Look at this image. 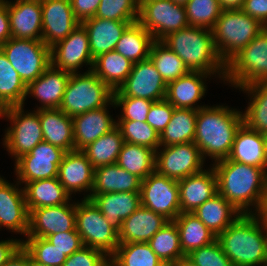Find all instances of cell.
Returning a JSON list of instances; mask_svg holds the SVG:
<instances>
[{
	"mask_svg": "<svg viewBox=\"0 0 267 266\" xmlns=\"http://www.w3.org/2000/svg\"><path fill=\"white\" fill-rule=\"evenodd\" d=\"M23 248L38 263L48 266H62L67 256L42 237H27L22 241Z\"/></svg>",
	"mask_w": 267,
	"mask_h": 266,
	"instance_id": "7dc6e473",
	"label": "cell"
},
{
	"mask_svg": "<svg viewBox=\"0 0 267 266\" xmlns=\"http://www.w3.org/2000/svg\"><path fill=\"white\" fill-rule=\"evenodd\" d=\"M263 137H264L265 151H266V156H267V132L263 133Z\"/></svg>",
	"mask_w": 267,
	"mask_h": 266,
	"instance_id": "003e7915",
	"label": "cell"
},
{
	"mask_svg": "<svg viewBox=\"0 0 267 266\" xmlns=\"http://www.w3.org/2000/svg\"><path fill=\"white\" fill-rule=\"evenodd\" d=\"M3 110L4 109L0 106V116L2 115Z\"/></svg>",
	"mask_w": 267,
	"mask_h": 266,
	"instance_id": "a7ac6f4b",
	"label": "cell"
},
{
	"mask_svg": "<svg viewBox=\"0 0 267 266\" xmlns=\"http://www.w3.org/2000/svg\"><path fill=\"white\" fill-rule=\"evenodd\" d=\"M29 266H48V265L38 263L37 261L33 260L29 255Z\"/></svg>",
	"mask_w": 267,
	"mask_h": 266,
	"instance_id": "e7e4bbea",
	"label": "cell"
},
{
	"mask_svg": "<svg viewBox=\"0 0 267 266\" xmlns=\"http://www.w3.org/2000/svg\"><path fill=\"white\" fill-rule=\"evenodd\" d=\"M1 226L27 236L29 211L23 188H16V185L0 177V228Z\"/></svg>",
	"mask_w": 267,
	"mask_h": 266,
	"instance_id": "d6986e66",
	"label": "cell"
},
{
	"mask_svg": "<svg viewBox=\"0 0 267 266\" xmlns=\"http://www.w3.org/2000/svg\"><path fill=\"white\" fill-rule=\"evenodd\" d=\"M70 74L50 65L42 75L27 85L26 95H33L41 101L43 106L38 109L59 108Z\"/></svg>",
	"mask_w": 267,
	"mask_h": 266,
	"instance_id": "cb8c5ba5",
	"label": "cell"
},
{
	"mask_svg": "<svg viewBox=\"0 0 267 266\" xmlns=\"http://www.w3.org/2000/svg\"><path fill=\"white\" fill-rule=\"evenodd\" d=\"M140 0H101L94 17L113 21H138Z\"/></svg>",
	"mask_w": 267,
	"mask_h": 266,
	"instance_id": "c3c4849f",
	"label": "cell"
},
{
	"mask_svg": "<svg viewBox=\"0 0 267 266\" xmlns=\"http://www.w3.org/2000/svg\"><path fill=\"white\" fill-rule=\"evenodd\" d=\"M152 35L139 23L131 24L117 42L115 51L132 63L149 58L150 49L154 42Z\"/></svg>",
	"mask_w": 267,
	"mask_h": 266,
	"instance_id": "74e56055",
	"label": "cell"
},
{
	"mask_svg": "<svg viewBox=\"0 0 267 266\" xmlns=\"http://www.w3.org/2000/svg\"><path fill=\"white\" fill-rule=\"evenodd\" d=\"M7 9L13 38L42 40L40 0H16L15 3L7 1Z\"/></svg>",
	"mask_w": 267,
	"mask_h": 266,
	"instance_id": "ffe728a7",
	"label": "cell"
},
{
	"mask_svg": "<svg viewBox=\"0 0 267 266\" xmlns=\"http://www.w3.org/2000/svg\"><path fill=\"white\" fill-rule=\"evenodd\" d=\"M180 213H193L206 200L218 193L214 168L202 170L178 181Z\"/></svg>",
	"mask_w": 267,
	"mask_h": 266,
	"instance_id": "44dd1931",
	"label": "cell"
},
{
	"mask_svg": "<svg viewBox=\"0 0 267 266\" xmlns=\"http://www.w3.org/2000/svg\"><path fill=\"white\" fill-rule=\"evenodd\" d=\"M45 239L56 246V248L63 252L67 257L74 252L79 251L84 246L76 229L52 234L46 236Z\"/></svg>",
	"mask_w": 267,
	"mask_h": 266,
	"instance_id": "db71d44e",
	"label": "cell"
},
{
	"mask_svg": "<svg viewBox=\"0 0 267 266\" xmlns=\"http://www.w3.org/2000/svg\"><path fill=\"white\" fill-rule=\"evenodd\" d=\"M3 266H29V253L21 246Z\"/></svg>",
	"mask_w": 267,
	"mask_h": 266,
	"instance_id": "91938a15",
	"label": "cell"
},
{
	"mask_svg": "<svg viewBox=\"0 0 267 266\" xmlns=\"http://www.w3.org/2000/svg\"><path fill=\"white\" fill-rule=\"evenodd\" d=\"M167 83L150 58L133 63L124 83L113 91V96L145 98L153 102L165 99Z\"/></svg>",
	"mask_w": 267,
	"mask_h": 266,
	"instance_id": "9a60e30c",
	"label": "cell"
},
{
	"mask_svg": "<svg viewBox=\"0 0 267 266\" xmlns=\"http://www.w3.org/2000/svg\"><path fill=\"white\" fill-rule=\"evenodd\" d=\"M95 168L81 150L66 152L58 169V179L65 191H91Z\"/></svg>",
	"mask_w": 267,
	"mask_h": 266,
	"instance_id": "7402d4cb",
	"label": "cell"
},
{
	"mask_svg": "<svg viewBox=\"0 0 267 266\" xmlns=\"http://www.w3.org/2000/svg\"><path fill=\"white\" fill-rule=\"evenodd\" d=\"M218 193L231 203L241 214H255L263 201L267 172L263 168L250 166L227 159L214 162Z\"/></svg>",
	"mask_w": 267,
	"mask_h": 266,
	"instance_id": "6da1fadb",
	"label": "cell"
},
{
	"mask_svg": "<svg viewBox=\"0 0 267 266\" xmlns=\"http://www.w3.org/2000/svg\"><path fill=\"white\" fill-rule=\"evenodd\" d=\"M124 139L116 125L109 132L90 143L81 151L86 155L94 168L115 164L122 149Z\"/></svg>",
	"mask_w": 267,
	"mask_h": 266,
	"instance_id": "8d00e7d4",
	"label": "cell"
},
{
	"mask_svg": "<svg viewBox=\"0 0 267 266\" xmlns=\"http://www.w3.org/2000/svg\"><path fill=\"white\" fill-rule=\"evenodd\" d=\"M107 105H115L113 90L92 70L83 74H78V72L70 74L60 110L74 117Z\"/></svg>",
	"mask_w": 267,
	"mask_h": 266,
	"instance_id": "8992f818",
	"label": "cell"
},
{
	"mask_svg": "<svg viewBox=\"0 0 267 266\" xmlns=\"http://www.w3.org/2000/svg\"><path fill=\"white\" fill-rule=\"evenodd\" d=\"M257 213L258 214L256 215L259 217V219L267 225V182L265 186L263 201Z\"/></svg>",
	"mask_w": 267,
	"mask_h": 266,
	"instance_id": "94428289",
	"label": "cell"
},
{
	"mask_svg": "<svg viewBox=\"0 0 267 266\" xmlns=\"http://www.w3.org/2000/svg\"><path fill=\"white\" fill-rule=\"evenodd\" d=\"M76 229V203L29 211L28 237H42Z\"/></svg>",
	"mask_w": 267,
	"mask_h": 266,
	"instance_id": "e0dca14e",
	"label": "cell"
},
{
	"mask_svg": "<svg viewBox=\"0 0 267 266\" xmlns=\"http://www.w3.org/2000/svg\"><path fill=\"white\" fill-rule=\"evenodd\" d=\"M148 244L167 266H171L185 256L180 245L179 231L174 221H168L153 235Z\"/></svg>",
	"mask_w": 267,
	"mask_h": 266,
	"instance_id": "7bdbcfd3",
	"label": "cell"
},
{
	"mask_svg": "<svg viewBox=\"0 0 267 266\" xmlns=\"http://www.w3.org/2000/svg\"><path fill=\"white\" fill-rule=\"evenodd\" d=\"M193 213L216 236L222 233L241 215V213L219 193L215 194L209 200H206Z\"/></svg>",
	"mask_w": 267,
	"mask_h": 266,
	"instance_id": "d6a6232c",
	"label": "cell"
},
{
	"mask_svg": "<svg viewBox=\"0 0 267 266\" xmlns=\"http://www.w3.org/2000/svg\"><path fill=\"white\" fill-rule=\"evenodd\" d=\"M66 151L42 141L28 154L16 160L17 185L39 179L58 177V169ZM21 181V183H19Z\"/></svg>",
	"mask_w": 267,
	"mask_h": 266,
	"instance_id": "5bb4252c",
	"label": "cell"
},
{
	"mask_svg": "<svg viewBox=\"0 0 267 266\" xmlns=\"http://www.w3.org/2000/svg\"><path fill=\"white\" fill-rule=\"evenodd\" d=\"M42 41L49 47L65 39L80 22L75 18L70 0H40Z\"/></svg>",
	"mask_w": 267,
	"mask_h": 266,
	"instance_id": "ac0fdd59",
	"label": "cell"
},
{
	"mask_svg": "<svg viewBox=\"0 0 267 266\" xmlns=\"http://www.w3.org/2000/svg\"><path fill=\"white\" fill-rule=\"evenodd\" d=\"M133 63L115 50L103 53L94 59L92 71L113 91L129 76Z\"/></svg>",
	"mask_w": 267,
	"mask_h": 266,
	"instance_id": "e575fe53",
	"label": "cell"
},
{
	"mask_svg": "<svg viewBox=\"0 0 267 266\" xmlns=\"http://www.w3.org/2000/svg\"><path fill=\"white\" fill-rule=\"evenodd\" d=\"M265 28L242 9H223L212 29L219 57L226 64Z\"/></svg>",
	"mask_w": 267,
	"mask_h": 266,
	"instance_id": "5b68a950",
	"label": "cell"
},
{
	"mask_svg": "<svg viewBox=\"0 0 267 266\" xmlns=\"http://www.w3.org/2000/svg\"><path fill=\"white\" fill-rule=\"evenodd\" d=\"M142 179L129 173L119 165L110 164L95 168L92 192L90 194H105L119 192H140Z\"/></svg>",
	"mask_w": 267,
	"mask_h": 266,
	"instance_id": "f1b7e54d",
	"label": "cell"
},
{
	"mask_svg": "<svg viewBox=\"0 0 267 266\" xmlns=\"http://www.w3.org/2000/svg\"><path fill=\"white\" fill-rule=\"evenodd\" d=\"M208 75L211 76L205 72H189L167 83L165 99L175 108L198 110L206 107L194 105L205 95L206 85L202 79Z\"/></svg>",
	"mask_w": 267,
	"mask_h": 266,
	"instance_id": "83f0119b",
	"label": "cell"
},
{
	"mask_svg": "<svg viewBox=\"0 0 267 266\" xmlns=\"http://www.w3.org/2000/svg\"><path fill=\"white\" fill-rule=\"evenodd\" d=\"M174 108L166 99L155 101L149 109L146 122L160 135L170 122Z\"/></svg>",
	"mask_w": 267,
	"mask_h": 266,
	"instance_id": "f5cc1de1",
	"label": "cell"
},
{
	"mask_svg": "<svg viewBox=\"0 0 267 266\" xmlns=\"http://www.w3.org/2000/svg\"><path fill=\"white\" fill-rule=\"evenodd\" d=\"M189 26L212 30L223 8L218 0H188L184 5Z\"/></svg>",
	"mask_w": 267,
	"mask_h": 266,
	"instance_id": "f6af8a7d",
	"label": "cell"
},
{
	"mask_svg": "<svg viewBox=\"0 0 267 266\" xmlns=\"http://www.w3.org/2000/svg\"><path fill=\"white\" fill-rule=\"evenodd\" d=\"M171 266H197L190 258L186 255L178 259L174 264Z\"/></svg>",
	"mask_w": 267,
	"mask_h": 266,
	"instance_id": "be15d7a7",
	"label": "cell"
},
{
	"mask_svg": "<svg viewBox=\"0 0 267 266\" xmlns=\"http://www.w3.org/2000/svg\"><path fill=\"white\" fill-rule=\"evenodd\" d=\"M26 91L27 85L0 49V106L5 109L23 105Z\"/></svg>",
	"mask_w": 267,
	"mask_h": 266,
	"instance_id": "f35d334b",
	"label": "cell"
},
{
	"mask_svg": "<svg viewBox=\"0 0 267 266\" xmlns=\"http://www.w3.org/2000/svg\"><path fill=\"white\" fill-rule=\"evenodd\" d=\"M186 256L197 266H234L217 239L209 245L191 251Z\"/></svg>",
	"mask_w": 267,
	"mask_h": 266,
	"instance_id": "f907efd6",
	"label": "cell"
},
{
	"mask_svg": "<svg viewBox=\"0 0 267 266\" xmlns=\"http://www.w3.org/2000/svg\"><path fill=\"white\" fill-rule=\"evenodd\" d=\"M89 199L117 229L120 228L123 220L141 206L140 192L90 194Z\"/></svg>",
	"mask_w": 267,
	"mask_h": 266,
	"instance_id": "4dcf8cb0",
	"label": "cell"
},
{
	"mask_svg": "<svg viewBox=\"0 0 267 266\" xmlns=\"http://www.w3.org/2000/svg\"><path fill=\"white\" fill-rule=\"evenodd\" d=\"M136 22L138 21H113L97 17L81 22L88 34L93 59L103 53L115 50L122 34L131 24Z\"/></svg>",
	"mask_w": 267,
	"mask_h": 266,
	"instance_id": "603a6c76",
	"label": "cell"
},
{
	"mask_svg": "<svg viewBox=\"0 0 267 266\" xmlns=\"http://www.w3.org/2000/svg\"><path fill=\"white\" fill-rule=\"evenodd\" d=\"M217 240L234 266H267V225L255 213L241 214Z\"/></svg>",
	"mask_w": 267,
	"mask_h": 266,
	"instance_id": "3957f363",
	"label": "cell"
},
{
	"mask_svg": "<svg viewBox=\"0 0 267 266\" xmlns=\"http://www.w3.org/2000/svg\"><path fill=\"white\" fill-rule=\"evenodd\" d=\"M141 206L174 221L180 214L178 181L151 173L141 183Z\"/></svg>",
	"mask_w": 267,
	"mask_h": 266,
	"instance_id": "4fadbf2b",
	"label": "cell"
},
{
	"mask_svg": "<svg viewBox=\"0 0 267 266\" xmlns=\"http://www.w3.org/2000/svg\"><path fill=\"white\" fill-rule=\"evenodd\" d=\"M242 124V112L226 106L198 109L193 142L200 149L204 160L206 155L215 162L227 159Z\"/></svg>",
	"mask_w": 267,
	"mask_h": 266,
	"instance_id": "7a4b0ae2",
	"label": "cell"
},
{
	"mask_svg": "<svg viewBox=\"0 0 267 266\" xmlns=\"http://www.w3.org/2000/svg\"><path fill=\"white\" fill-rule=\"evenodd\" d=\"M224 80L236 88L267 81V27L226 63Z\"/></svg>",
	"mask_w": 267,
	"mask_h": 266,
	"instance_id": "52a82bcc",
	"label": "cell"
},
{
	"mask_svg": "<svg viewBox=\"0 0 267 266\" xmlns=\"http://www.w3.org/2000/svg\"><path fill=\"white\" fill-rule=\"evenodd\" d=\"M43 139L66 152L75 150L73 121L59 108L39 109Z\"/></svg>",
	"mask_w": 267,
	"mask_h": 266,
	"instance_id": "f546056e",
	"label": "cell"
},
{
	"mask_svg": "<svg viewBox=\"0 0 267 266\" xmlns=\"http://www.w3.org/2000/svg\"><path fill=\"white\" fill-rule=\"evenodd\" d=\"M116 164L143 180L155 171V151L124 142Z\"/></svg>",
	"mask_w": 267,
	"mask_h": 266,
	"instance_id": "60d3db41",
	"label": "cell"
},
{
	"mask_svg": "<svg viewBox=\"0 0 267 266\" xmlns=\"http://www.w3.org/2000/svg\"><path fill=\"white\" fill-rule=\"evenodd\" d=\"M197 111L194 109L174 108L170 122L160 134V146L193 142Z\"/></svg>",
	"mask_w": 267,
	"mask_h": 266,
	"instance_id": "d590c367",
	"label": "cell"
},
{
	"mask_svg": "<svg viewBox=\"0 0 267 266\" xmlns=\"http://www.w3.org/2000/svg\"><path fill=\"white\" fill-rule=\"evenodd\" d=\"M223 9H242L245 0H218Z\"/></svg>",
	"mask_w": 267,
	"mask_h": 266,
	"instance_id": "6125c7cd",
	"label": "cell"
},
{
	"mask_svg": "<svg viewBox=\"0 0 267 266\" xmlns=\"http://www.w3.org/2000/svg\"><path fill=\"white\" fill-rule=\"evenodd\" d=\"M7 1L0 0V46L11 38Z\"/></svg>",
	"mask_w": 267,
	"mask_h": 266,
	"instance_id": "6f0895ef",
	"label": "cell"
},
{
	"mask_svg": "<svg viewBox=\"0 0 267 266\" xmlns=\"http://www.w3.org/2000/svg\"><path fill=\"white\" fill-rule=\"evenodd\" d=\"M228 159L263 168L267 172V156L263 134L250 129L243 123L235 135Z\"/></svg>",
	"mask_w": 267,
	"mask_h": 266,
	"instance_id": "4316f807",
	"label": "cell"
},
{
	"mask_svg": "<svg viewBox=\"0 0 267 266\" xmlns=\"http://www.w3.org/2000/svg\"><path fill=\"white\" fill-rule=\"evenodd\" d=\"M162 42L183 60L190 72H218L225 79L226 64L217 53L212 30L188 26L169 34Z\"/></svg>",
	"mask_w": 267,
	"mask_h": 266,
	"instance_id": "277c9868",
	"label": "cell"
},
{
	"mask_svg": "<svg viewBox=\"0 0 267 266\" xmlns=\"http://www.w3.org/2000/svg\"><path fill=\"white\" fill-rule=\"evenodd\" d=\"M50 57L51 65L60 70L76 73L84 63L92 70L94 59L85 27L80 23L65 39L50 47Z\"/></svg>",
	"mask_w": 267,
	"mask_h": 266,
	"instance_id": "2e32d148",
	"label": "cell"
},
{
	"mask_svg": "<svg viewBox=\"0 0 267 266\" xmlns=\"http://www.w3.org/2000/svg\"><path fill=\"white\" fill-rule=\"evenodd\" d=\"M109 263L110 266H167L148 242L120 243Z\"/></svg>",
	"mask_w": 267,
	"mask_h": 266,
	"instance_id": "ab89813d",
	"label": "cell"
},
{
	"mask_svg": "<svg viewBox=\"0 0 267 266\" xmlns=\"http://www.w3.org/2000/svg\"><path fill=\"white\" fill-rule=\"evenodd\" d=\"M101 0H70L75 18L81 23L95 16Z\"/></svg>",
	"mask_w": 267,
	"mask_h": 266,
	"instance_id": "11a10c76",
	"label": "cell"
},
{
	"mask_svg": "<svg viewBox=\"0 0 267 266\" xmlns=\"http://www.w3.org/2000/svg\"><path fill=\"white\" fill-rule=\"evenodd\" d=\"M242 10L267 27V0H245Z\"/></svg>",
	"mask_w": 267,
	"mask_h": 266,
	"instance_id": "9f6ffc18",
	"label": "cell"
},
{
	"mask_svg": "<svg viewBox=\"0 0 267 266\" xmlns=\"http://www.w3.org/2000/svg\"><path fill=\"white\" fill-rule=\"evenodd\" d=\"M117 126L122 132L124 142L153 149L160 147V135L147 122L118 121Z\"/></svg>",
	"mask_w": 267,
	"mask_h": 266,
	"instance_id": "bcb514c9",
	"label": "cell"
},
{
	"mask_svg": "<svg viewBox=\"0 0 267 266\" xmlns=\"http://www.w3.org/2000/svg\"><path fill=\"white\" fill-rule=\"evenodd\" d=\"M204 158L194 142L163 146L155 152V171L170 179L181 180L203 170Z\"/></svg>",
	"mask_w": 267,
	"mask_h": 266,
	"instance_id": "7c38bea8",
	"label": "cell"
},
{
	"mask_svg": "<svg viewBox=\"0 0 267 266\" xmlns=\"http://www.w3.org/2000/svg\"><path fill=\"white\" fill-rule=\"evenodd\" d=\"M171 1L181 5H185L188 2V0H171Z\"/></svg>",
	"mask_w": 267,
	"mask_h": 266,
	"instance_id": "03108f58",
	"label": "cell"
},
{
	"mask_svg": "<svg viewBox=\"0 0 267 266\" xmlns=\"http://www.w3.org/2000/svg\"><path fill=\"white\" fill-rule=\"evenodd\" d=\"M34 112L25 114L23 105L7 107L2 112L1 117H7L13 124L7 129L3 145L15 161L44 141L39 109Z\"/></svg>",
	"mask_w": 267,
	"mask_h": 266,
	"instance_id": "8fae6325",
	"label": "cell"
},
{
	"mask_svg": "<svg viewBox=\"0 0 267 266\" xmlns=\"http://www.w3.org/2000/svg\"><path fill=\"white\" fill-rule=\"evenodd\" d=\"M28 211L65 204L71 196L65 191L58 177L25 183L23 187Z\"/></svg>",
	"mask_w": 267,
	"mask_h": 266,
	"instance_id": "1f68e13d",
	"label": "cell"
},
{
	"mask_svg": "<svg viewBox=\"0 0 267 266\" xmlns=\"http://www.w3.org/2000/svg\"><path fill=\"white\" fill-rule=\"evenodd\" d=\"M76 230L85 247L99 249L108 257L120 244L118 229L108 222L91 199L76 203Z\"/></svg>",
	"mask_w": 267,
	"mask_h": 266,
	"instance_id": "ba28073f",
	"label": "cell"
},
{
	"mask_svg": "<svg viewBox=\"0 0 267 266\" xmlns=\"http://www.w3.org/2000/svg\"><path fill=\"white\" fill-rule=\"evenodd\" d=\"M138 22L157 41L189 26L185 6L171 0H140Z\"/></svg>",
	"mask_w": 267,
	"mask_h": 266,
	"instance_id": "30bf717a",
	"label": "cell"
},
{
	"mask_svg": "<svg viewBox=\"0 0 267 266\" xmlns=\"http://www.w3.org/2000/svg\"><path fill=\"white\" fill-rule=\"evenodd\" d=\"M174 222L179 231L184 255L217 239V236L194 213H180Z\"/></svg>",
	"mask_w": 267,
	"mask_h": 266,
	"instance_id": "836d02e7",
	"label": "cell"
},
{
	"mask_svg": "<svg viewBox=\"0 0 267 266\" xmlns=\"http://www.w3.org/2000/svg\"><path fill=\"white\" fill-rule=\"evenodd\" d=\"M0 49L28 85L51 65L50 47L42 40H24L11 37Z\"/></svg>",
	"mask_w": 267,
	"mask_h": 266,
	"instance_id": "9c48e42d",
	"label": "cell"
},
{
	"mask_svg": "<svg viewBox=\"0 0 267 266\" xmlns=\"http://www.w3.org/2000/svg\"><path fill=\"white\" fill-rule=\"evenodd\" d=\"M75 150H82L117 124L107 111V106L72 117Z\"/></svg>",
	"mask_w": 267,
	"mask_h": 266,
	"instance_id": "484cf974",
	"label": "cell"
},
{
	"mask_svg": "<svg viewBox=\"0 0 267 266\" xmlns=\"http://www.w3.org/2000/svg\"><path fill=\"white\" fill-rule=\"evenodd\" d=\"M62 266H110V263L103 251L83 246L67 257Z\"/></svg>",
	"mask_w": 267,
	"mask_h": 266,
	"instance_id": "816d5d0a",
	"label": "cell"
},
{
	"mask_svg": "<svg viewBox=\"0 0 267 266\" xmlns=\"http://www.w3.org/2000/svg\"><path fill=\"white\" fill-rule=\"evenodd\" d=\"M149 58L166 83L190 72L183 60L162 41L152 43Z\"/></svg>",
	"mask_w": 267,
	"mask_h": 266,
	"instance_id": "ee69618b",
	"label": "cell"
},
{
	"mask_svg": "<svg viewBox=\"0 0 267 266\" xmlns=\"http://www.w3.org/2000/svg\"><path fill=\"white\" fill-rule=\"evenodd\" d=\"M22 246L21 240L0 241V266H3Z\"/></svg>",
	"mask_w": 267,
	"mask_h": 266,
	"instance_id": "680465c9",
	"label": "cell"
},
{
	"mask_svg": "<svg viewBox=\"0 0 267 266\" xmlns=\"http://www.w3.org/2000/svg\"><path fill=\"white\" fill-rule=\"evenodd\" d=\"M169 220L140 206L122 221L118 229L119 243L148 242Z\"/></svg>",
	"mask_w": 267,
	"mask_h": 266,
	"instance_id": "d4e9b609",
	"label": "cell"
},
{
	"mask_svg": "<svg viewBox=\"0 0 267 266\" xmlns=\"http://www.w3.org/2000/svg\"><path fill=\"white\" fill-rule=\"evenodd\" d=\"M114 106L122 107V114L117 121L146 122L153 101L130 96H113Z\"/></svg>",
	"mask_w": 267,
	"mask_h": 266,
	"instance_id": "681fc988",
	"label": "cell"
},
{
	"mask_svg": "<svg viewBox=\"0 0 267 266\" xmlns=\"http://www.w3.org/2000/svg\"><path fill=\"white\" fill-rule=\"evenodd\" d=\"M252 95L247 110L242 113L243 123L259 133L267 132V81H259L241 87Z\"/></svg>",
	"mask_w": 267,
	"mask_h": 266,
	"instance_id": "b9f144b4",
	"label": "cell"
}]
</instances>
